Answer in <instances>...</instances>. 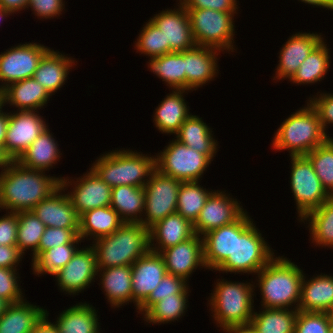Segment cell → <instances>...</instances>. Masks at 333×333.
I'll list each match as a JSON object with an SVG mask.
<instances>
[{
  "mask_svg": "<svg viewBox=\"0 0 333 333\" xmlns=\"http://www.w3.org/2000/svg\"><path fill=\"white\" fill-rule=\"evenodd\" d=\"M61 178L10 161L0 172V208L14 213L31 211L61 186Z\"/></svg>",
  "mask_w": 333,
  "mask_h": 333,
  "instance_id": "obj_1",
  "label": "cell"
},
{
  "mask_svg": "<svg viewBox=\"0 0 333 333\" xmlns=\"http://www.w3.org/2000/svg\"><path fill=\"white\" fill-rule=\"evenodd\" d=\"M257 275L262 308L292 309L294 306L298 310L304 273L294 262L283 256L275 257Z\"/></svg>",
  "mask_w": 333,
  "mask_h": 333,
  "instance_id": "obj_2",
  "label": "cell"
},
{
  "mask_svg": "<svg viewBox=\"0 0 333 333\" xmlns=\"http://www.w3.org/2000/svg\"><path fill=\"white\" fill-rule=\"evenodd\" d=\"M92 243L97 269L132 266L149 250V229L141 223L124 222L111 235L103 236Z\"/></svg>",
  "mask_w": 333,
  "mask_h": 333,
  "instance_id": "obj_3",
  "label": "cell"
},
{
  "mask_svg": "<svg viewBox=\"0 0 333 333\" xmlns=\"http://www.w3.org/2000/svg\"><path fill=\"white\" fill-rule=\"evenodd\" d=\"M328 139L330 136L326 135L318 112L307 102V106L282 122L275 133L272 146L279 151L288 150L290 156H301L308 154Z\"/></svg>",
  "mask_w": 333,
  "mask_h": 333,
  "instance_id": "obj_4",
  "label": "cell"
},
{
  "mask_svg": "<svg viewBox=\"0 0 333 333\" xmlns=\"http://www.w3.org/2000/svg\"><path fill=\"white\" fill-rule=\"evenodd\" d=\"M245 212L235 221V247L232 257H228L216 270L225 273H258L274 257L270 246Z\"/></svg>",
  "mask_w": 333,
  "mask_h": 333,
  "instance_id": "obj_5",
  "label": "cell"
},
{
  "mask_svg": "<svg viewBox=\"0 0 333 333\" xmlns=\"http://www.w3.org/2000/svg\"><path fill=\"white\" fill-rule=\"evenodd\" d=\"M91 169L111 188L144 187L156 169L155 157L132 150H114L100 156Z\"/></svg>",
  "mask_w": 333,
  "mask_h": 333,
  "instance_id": "obj_6",
  "label": "cell"
},
{
  "mask_svg": "<svg viewBox=\"0 0 333 333\" xmlns=\"http://www.w3.org/2000/svg\"><path fill=\"white\" fill-rule=\"evenodd\" d=\"M253 287L255 286L250 282H228L224 279L216 282L208 304L212 313L214 312L213 318L217 326L221 327L222 331L251 322L254 313Z\"/></svg>",
  "mask_w": 333,
  "mask_h": 333,
  "instance_id": "obj_7",
  "label": "cell"
},
{
  "mask_svg": "<svg viewBox=\"0 0 333 333\" xmlns=\"http://www.w3.org/2000/svg\"><path fill=\"white\" fill-rule=\"evenodd\" d=\"M196 45L234 50V14L211 9H186Z\"/></svg>",
  "mask_w": 333,
  "mask_h": 333,
  "instance_id": "obj_8",
  "label": "cell"
},
{
  "mask_svg": "<svg viewBox=\"0 0 333 333\" xmlns=\"http://www.w3.org/2000/svg\"><path fill=\"white\" fill-rule=\"evenodd\" d=\"M163 152L155 156V167L164 175L181 182H199L211 159L189 148L178 140L165 146Z\"/></svg>",
  "mask_w": 333,
  "mask_h": 333,
  "instance_id": "obj_9",
  "label": "cell"
},
{
  "mask_svg": "<svg viewBox=\"0 0 333 333\" xmlns=\"http://www.w3.org/2000/svg\"><path fill=\"white\" fill-rule=\"evenodd\" d=\"M290 157V186L297 204L298 217L302 219L308 212L320 207L330 195L322 187L310 160L305 155Z\"/></svg>",
  "mask_w": 333,
  "mask_h": 333,
  "instance_id": "obj_10",
  "label": "cell"
},
{
  "mask_svg": "<svg viewBox=\"0 0 333 333\" xmlns=\"http://www.w3.org/2000/svg\"><path fill=\"white\" fill-rule=\"evenodd\" d=\"M181 181L153 171L146 185L144 214L141 224L148 229L166 216L176 213ZM146 211V212H145Z\"/></svg>",
  "mask_w": 333,
  "mask_h": 333,
  "instance_id": "obj_11",
  "label": "cell"
},
{
  "mask_svg": "<svg viewBox=\"0 0 333 333\" xmlns=\"http://www.w3.org/2000/svg\"><path fill=\"white\" fill-rule=\"evenodd\" d=\"M49 49L43 44L30 42L11 47L1 53L0 92L11 83L33 78L41 58Z\"/></svg>",
  "mask_w": 333,
  "mask_h": 333,
  "instance_id": "obj_12",
  "label": "cell"
},
{
  "mask_svg": "<svg viewBox=\"0 0 333 333\" xmlns=\"http://www.w3.org/2000/svg\"><path fill=\"white\" fill-rule=\"evenodd\" d=\"M36 112V113H35ZM37 111L9 112L4 153L10 161H17L33 141L48 126Z\"/></svg>",
  "mask_w": 333,
  "mask_h": 333,
  "instance_id": "obj_13",
  "label": "cell"
},
{
  "mask_svg": "<svg viewBox=\"0 0 333 333\" xmlns=\"http://www.w3.org/2000/svg\"><path fill=\"white\" fill-rule=\"evenodd\" d=\"M245 212L236 199L223 191H213L193 224L195 234L202 237L209 231L237 221Z\"/></svg>",
  "mask_w": 333,
  "mask_h": 333,
  "instance_id": "obj_14",
  "label": "cell"
},
{
  "mask_svg": "<svg viewBox=\"0 0 333 333\" xmlns=\"http://www.w3.org/2000/svg\"><path fill=\"white\" fill-rule=\"evenodd\" d=\"M71 182L67 177L61 178V186L31 210L46 227L79 228L80 216L68 194L61 193L72 186Z\"/></svg>",
  "mask_w": 333,
  "mask_h": 333,
  "instance_id": "obj_15",
  "label": "cell"
},
{
  "mask_svg": "<svg viewBox=\"0 0 333 333\" xmlns=\"http://www.w3.org/2000/svg\"><path fill=\"white\" fill-rule=\"evenodd\" d=\"M99 274L96 253L92 246L78 249L72 259L56 274L58 286L69 295H76L87 289Z\"/></svg>",
  "mask_w": 333,
  "mask_h": 333,
  "instance_id": "obj_16",
  "label": "cell"
},
{
  "mask_svg": "<svg viewBox=\"0 0 333 333\" xmlns=\"http://www.w3.org/2000/svg\"><path fill=\"white\" fill-rule=\"evenodd\" d=\"M178 7L164 10L150 18L162 31L164 45H169V53L183 52L196 46L188 12L181 3Z\"/></svg>",
  "mask_w": 333,
  "mask_h": 333,
  "instance_id": "obj_17",
  "label": "cell"
},
{
  "mask_svg": "<svg viewBox=\"0 0 333 333\" xmlns=\"http://www.w3.org/2000/svg\"><path fill=\"white\" fill-rule=\"evenodd\" d=\"M131 271L133 303L138 309L167 274L166 266L161 254L149 249L132 264Z\"/></svg>",
  "mask_w": 333,
  "mask_h": 333,
  "instance_id": "obj_18",
  "label": "cell"
},
{
  "mask_svg": "<svg viewBox=\"0 0 333 333\" xmlns=\"http://www.w3.org/2000/svg\"><path fill=\"white\" fill-rule=\"evenodd\" d=\"M160 254L165 262L166 272L186 281L198 266L206 268L203 259V239L197 234L162 250Z\"/></svg>",
  "mask_w": 333,
  "mask_h": 333,
  "instance_id": "obj_19",
  "label": "cell"
},
{
  "mask_svg": "<svg viewBox=\"0 0 333 333\" xmlns=\"http://www.w3.org/2000/svg\"><path fill=\"white\" fill-rule=\"evenodd\" d=\"M89 170L76 181L72 180L75 186L71 193H67L79 216L86 211L111 204L112 188L91 168Z\"/></svg>",
  "mask_w": 333,
  "mask_h": 333,
  "instance_id": "obj_20",
  "label": "cell"
},
{
  "mask_svg": "<svg viewBox=\"0 0 333 333\" xmlns=\"http://www.w3.org/2000/svg\"><path fill=\"white\" fill-rule=\"evenodd\" d=\"M323 37L317 33H296L292 35L280 50L279 64L277 66L276 77L291 79L296 73L301 63L308 55L323 41Z\"/></svg>",
  "mask_w": 333,
  "mask_h": 333,
  "instance_id": "obj_21",
  "label": "cell"
},
{
  "mask_svg": "<svg viewBox=\"0 0 333 333\" xmlns=\"http://www.w3.org/2000/svg\"><path fill=\"white\" fill-rule=\"evenodd\" d=\"M219 49L198 46L184 51L185 90H197L217 75Z\"/></svg>",
  "mask_w": 333,
  "mask_h": 333,
  "instance_id": "obj_22",
  "label": "cell"
},
{
  "mask_svg": "<svg viewBox=\"0 0 333 333\" xmlns=\"http://www.w3.org/2000/svg\"><path fill=\"white\" fill-rule=\"evenodd\" d=\"M194 235L193 224L176 212L149 228V249L160 253L162 250L186 241Z\"/></svg>",
  "mask_w": 333,
  "mask_h": 333,
  "instance_id": "obj_23",
  "label": "cell"
},
{
  "mask_svg": "<svg viewBox=\"0 0 333 333\" xmlns=\"http://www.w3.org/2000/svg\"><path fill=\"white\" fill-rule=\"evenodd\" d=\"M51 95L34 78H27L9 84L0 92V103H9L15 106L18 111L41 109Z\"/></svg>",
  "mask_w": 333,
  "mask_h": 333,
  "instance_id": "obj_24",
  "label": "cell"
},
{
  "mask_svg": "<svg viewBox=\"0 0 333 333\" xmlns=\"http://www.w3.org/2000/svg\"><path fill=\"white\" fill-rule=\"evenodd\" d=\"M303 276L299 311L333 314V276L317 275L310 280Z\"/></svg>",
  "mask_w": 333,
  "mask_h": 333,
  "instance_id": "obj_25",
  "label": "cell"
},
{
  "mask_svg": "<svg viewBox=\"0 0 333 333\" xmlns=\"http://www.w3.org/2000/svg\"><path fill=\"white\" fill-rule=\"evenodd\" d=\"M74 64L72 58L49 49L41 58L33 78L52 96L65 84L69 70Z\"/></svg>",
  "mask_w": 333,
  "mask_h": 333,
  "instance_id": "obj_26",
  "label": "cell"
},
{
  "mask_svg": "<svg viewBox=\"0 0 333 333\" xmlns=\"http://www.w3.org/2000/svg\"><path fill=\"white\" fill-rule=\"evenodd\" d=\"M203 259L206 269L216 270L228 257H232L235 247V222L209 231L202 236Z\"/></svg>",
  "mask_w": 333,
  "mask_h": 333,
  "instance_id": "obj_27",
  "label": "cell"
},
{
  "mask_svg": "<svg viewBox=\"0 0 333 333\" xmlns=\"http://www.w3.org/2000/svg\"><path fill=\"white\" fill-rule=\"evenodd\" d=\"M187 90H175L168 94L155 109V126L166 134H176L183 122L191 115L183 97Z\"/></svg>",
  "mask_w": 333,
  "mask_h": 333,
  "instance_id": "obj_28",
  "label": "cell"
},
{
  "mask_svg": "<svg viewBox=\"0 0 333 333\" xmlns=\"http://www.w3.org/2000/svg\"><path fill=\"white\" fill-rule=\"evenodd\" d=\"M103 271V272H102ZM105 295L112 307L119 308L133 302L131 266H117L98 269Z\"/></svg>",
  "mask_w": 333,
  "mask_h": 333,
  "instance_id": "obj_29",
  "label": "cell"
},
{
  "mask_svg": "<svg viewBox=\"0 0 333 333\" xmlns=\"http://www.w3.org/2000/svg\"><path fill=\"white\" fill-rule=\"evenodd\" d=\"M48 127L33 141L27 150L17 160L28 169L47 171L60 159L57 141Z\"/></svg>",
  "mask_w": 333,
  "mask_h": 333,
  "instance_id": "obj_30",
  "label": "cell"
},
{
  "mask_svg": "<svg viewBox=\"0 0 333 333\" xmlns=\"http://www.w3.org/2000/svg\"><path fill=\"white\" fill-rule=\"evenodd\" d=\"M123 223L111 206L92 209L80 215L78 236L82 240L90 237L89 240L93 238L95 241L103 236L111 235Z\"/></svg>",
  "mask_w": 333,
  "mask_h": 333,
  "instance_id": "obj_31",
  "label": "cell"
},
{
  "mask_svg": "<svg viewBox=\"0 0 333 333\" xmlns=\"http://www.w3.org/2000/svg\"><path fill=\"white\" fill-rule=\"evenodd\" d=\"M46 310L25 300L10 304L0 316V333H32Z\"/></svg>",
  "mask_w": 333,
  "mask_h": 333,
  "instance_id": "obj_32",
  "label": "cell"
},
{
  "mask_svg": "<svg viewBox=\"0 0 333 333\" xmlns=\"http://www.w3.org/2000/svg\"><path fill=\"white\" fill-rule=\"evenodd\" d=\"M212 132L202 118L190 115L176 133V140L207 155L213 161L218 145L217 140L212 137Z\"/></svg>",
  "mask_w": 333,
  "mask_h": 333,
  "instance_id": "obj_33",
  "label": "cell"
},
{
  "mask_svg": "<svg viewBox=\"0 0 333 333\" xmlns=\"http://www.w3.org/2000/svg\"><path fill=\"white\" fill-rule=\"evenodd\" d=\"M144 204V187L121 185L112 188L110 206L123 222L141 223Z\"/></svg>",
  "mask_w": 333,
  "mask_h": 333,
  "instance_id": "obj_34",
  "label": "cell"
},
{
  "mask_svg": "<svg viewBox=\"0 0 333 333\" xmlns=\"http://www.w3.org/2000/svg\"><path fill=\"white\" fill-rule=\"evenodd\" d=\"M94 308L81 302L62 311L55 322L59 333H100L99 320Z\"/></svg>",
  "mask_w": 333,
  "mask_h": 333,
  "instance_id": "obj_35",
  "label": "cell"
},
{
  "mask_svg": "<svg viewBox=\"0 0 333 333\" xmlns=\"http://www.w3.org/2000/svg\"><path fill=\"white\" fill-rule=\"evenodd\" d=\"M309 221L312 243L322 247H333V195L318 208L308 212L299 221Z\"/></svg>",
  "mask_w": 333,
  "mask_h": 333,
  "instance_id": "obj_36",
  "label": "cell"
},
{
  "mask_svg": "<svg viewBox=\"0 0 333 333\" xmlns=\"http://www.w3.org/2000/svg\"><path fill=\"white\" fill-rule=\"evenodd\" d=\"M254 312L251 324L258 333H294L298 310L263 308Z\"/></svg>",
  "mask_w": 333,
  "mask_h": 333,
  "instance_id": "obj_37",
  "label": "cell"
},
{
  "mask_svg": "<svg viewBox=\"0 0 333 333\" xmlns=\"http://www.w3.org/2000/svg\"><path fill=\"white\" fill-rule=\"evenodd\" d=\"M148 63L150 71L163 79L169 88L185 90L184 51L164 54Z\"/></svg>",
  "mask_w": 333,
  "mask_h": 333,
  "instance_id": "obj_38",
  "label": "cell"
},
{
  "mask_svg": "<svg viewBox=\"0 0 333 333\" xmlns=\"http://www.w3.org/2000/svg\"><path fill=\"white\" fill-rule=\"evenodd\" d=\"M323 40L301 63L296 73L290 79L296 84H310L321 81L330 67V50Z\"/></svg>",
  "mask_w": 333,
  "mask_h": 333,
  "instance_id": "obj_39",
  "label": "cell"
},
{
  "mask_svg": "<svg viewBox=\"0 0 333 333\" xmlns=\"http://www.w3.org/2000/svg\"><path fill=\"white\" fill-rule=\"evenodd\" d=\"M199 182H182L178 192L176 212L194 224L213 191H208Z\"/></svg>",
  "mask_w": 333,
  "mask_h": 333,
  "instance_id": "obj_40",
  "label": "cell"
},
{
  "mask_svg": "<svg viewBox=\"0 0 333 333\" xmlns=\"http://www.w3.org/2000/svg\"><path fill=\"white\" fill-rule=\"evenodd\" d=\"M17 219L16 245L23 254L31 248L34 257L39 254V243L46 226L32 211L17 212Z\"/></svg>",
  "mask_w": 333,
  "mask_h": 333,
  "instance_id": "obj_41",
  "label": "cell"
},
{
  "mask_svg": "<svg viewBox=\"0 0 333 333\" xmlns=\"http://www.w3.org/2000/svg\"><path fill=\"white\" fill-rule=\"evenodd\" d=\"M78 249L75 244H63L36 254L32 257L31 265L35 275L49 273L54 276L72 259Z\"/></svg>",
  "mask_w": 333,
  "mask_h": 333,
  "instance_id": "obj_42",
  "label": "cell"
},
{
  "mask_svg": "<svg viewBox=\"0 0 333 333\" xmlns=\"http://www.w3.org/2000/svg\"><path fill=\"white\" fill-rule=\"evenodd\" d=\"M187 294H175L168 297H163L152 305L143 315L144 321L151 324L169 323L183 316L187 309Z\"/></svg>",
  "mask_w": 333,
  "mask_h": 333,
  "instance_id": "obj_43",
  "label": "cell"
},
{
  "mask_svg": "<svg viewBox=\"0 0 333 333\" xmlns=\"http://www.w3.org/2000/svg\"><path fill=\"white\" fill-rule=\"evenodd\" d=\"M311 162L322 187L333 195V138L311 150L305 155Z\"/></svg>",
  "mask_w": 333,
  "mask_h": 333,
  "instance_id": "obj_44",
  "label": "cell"
},
{
  "mask_svg": "<svg viewBox=\"0 0 333 333\" xmlns=\"http://www.w3.org/2000/svg\"><path fill=\"white\" fill-rule=\"evenodd\" d=\"M137 52L146 54L150 59L160 57L169 53V45H164L162 31L150 20L147 22L135 43Z\"/></svg>",
  "mask_w": 333,
  "mask_h": 333,
  "instance_id": "obj_45",
  "label": "cell"
},
{
  "mask_svg": "<svg viewBox=\"0 0 333 333\" xmlns=\"http://www.w3.org/2000/svg\"><path fill=\"white\" fill-rule=\"evenodd\" d=\"M187 281L181 277L167 273L149 297L138 307L137 312L144 314L152 305L161 301L163 297L175 294H188Z\"/></svg>",
  "mask_w": 333,
  "mask_h": 333,
  "instance_id": "obj_46",
  "label": "cell"
},
{
  "mask_svg": "<svg viewBox=\"0 0 333 333\" xmlns=\"http://www.w3.org/2000/svg\"><path fill=\"white\" fill-rule=\"evenodd\" d=\"M332 322L333 314L298 310L294 333H329Z\"/></svg>",
  "mask_w": 333,
  "mask_h": 333,
  "instance_id": "obj_47",
  "label": "cell"
},
{
  "mask_svg": "<svg viewBox=\"0 0 333 333\" xmlns=\"http://www.w3.org/2000/svg\"><path fill=\"white\" fill-rule=\"evenodd\" d=\"M78 232L79 228L46 227L40 239L39 253L63 244L79 245L82 239L78 236Z\"/></svg>",
  "mask_w": 333,
  "mask_h": 333,
  "instance_id": "obj_48",
  "label": "cell"
},
{
  "mask_svg": "<svg viewBox=\"0 0 333 333\" xmlns=\"http://www.w3.org/2000/svg\"><path fill=\"white\" fill-rule=\"evenodd\" d=\"M17 269L0 267V298L10 304L23 301L22 289L18 284Z\"/></svg>",
  "mask_w": 333,
  "mask_h": 333,
  "instance_id": "obj_49",
  "label": "cell"
},
{
  "mask_svg": "<svg viewBox=\"0 0 333 333\" xmlns=\"http://www.w3.org/2000/svg\"><path fill=\"white\" fill-rule=\"evenodd\" d=\"M185 9H211L236 13L237 0H179Z\"/></svg>",
  "mask_w": 333,
  "mask_h": 333,
  "instance_id": "obj_50",
  "label": "cell"
},
{
  "mask_svg": "<svg viewBox=\"0 0 333 333\" xmlns=\"http://www.w3.org/2000/svg\"><path fill=\"white\" fill-rule=\"evenodd\" d=\"M308 101L318 112L320 122L327 135V124H333V94L321 93L316 98L315 96L311 97Z\"/></svg>",
  "mask_w": 333,
  "mask_h": 333,
  "instance_id": "obj_51",
  "label": "cell"
},
{
  "mask_svg": "<svg viewBox=\"0 0 333 333\" xmlns=\"http://www.w3.org/2000/svg\"><path fill=\"white\" fill-rule=\"evenodd\" d=\"M64 5L63 0H28L27 8L30 7L41 19H53L61 15Z\"/></svg>",
  "mask_w": 333,
  "mask_h": 333,
  "instance_id": "obj_52",
  "label": "cell"
},
{
  "mask_svg": "<svg viewBox=\"0 0 333 333\" xmlns=\"http://www.w3.org/2000/svg\"><path fill=\"white\" fill-rule=\"evenodd\" d=\"M6 214L2 218L0 217V245H16L18 229L17 213L8 212Z\"/></svg>",
  "mask_w": 333,
  "mask_h": 333,
  "instance_id": "obj_53",
  "label": "cell"
},
{
  "mask_svg": "<svg viewBox=\"0 0 333 333\" xmlns=\"http://www.w3.org/2000/svg\"><path fill=\"white\" fill-rule=\"evenodd\" d=\"M23 255L17 245H0V267L16 269Z\"/></svg>",
  "mask_w": 333,
  "mask_h": 333,
  "instance_id": "obj_54",
  "label": "cell"
},
{
  "mask_svg": "<svg viewBox=\"0 0 333 333\" xmlns=\"http://www.w3.org/2000/svg\"><path fill=\"white\" fill-rule=\"evenodd\" d=\"M49 313L46 310V314L41 320L35 325L32 333H59L57 326L48 320Z\"/></svg>",
  "mask_w": 333,
  "mask_h": 333,
  "instance_id": "obj_55",
  "label": "cell"
},
{
  "mask_svg": "<svg viewBox=\"0 0 333 333\" xmlns=\"http://www.w3.org/2000/svg\"><path fill=\"white\" fill-rule=\"evenodd\" d=\"M27 3L28 0H0V7L14 14L17 11L26 9Z\"/></svg>",
  "mask_w": 333,
  "mask_h": 333,
  "instance_id": "obj_56",
  "label": "cell"
},
{
  "mask_svg": "<svg viewBox=\"0 0 333 333\" xmlns=\"http://www.w3.org/2000/svg\"><path fill=\"white\" fill-rule=\"evenodd\" d=\"M3 105L0 103V147L4 151L5 135L8 127L9 113L2 111Z\"/></svg>",
  "mask_w": 333,
  "mask_h": 333,
  "instance_id": "obj_57",
  "label": "cell"
},
{
  "mask_svg": "<svg viewBox=\"0 0 333 333\" xmlns=\"http://www.w3.org/2000/svg\"><path fill=\"white\" fill-rule=\"evenodd\" d=\"M226 333H258L251 323L232 326L224 330Z\"/></svg>",
  "mask_w": 333,
  "mask_h": 333,
  "instance_id": "obj_58",
  "label": "cell"
},
{
  "mask_svg": "<svg viewBox=\"0 0 333 333\" xmlns=\"http://www.w3.org/2000/svg\"><path fill=\"white\" fill-rule=\"evenodd\" d=\"M301 2H304L305 4H310L312 6H319L323 8L333 9V0H299Z\"/></svg>",
  "mask_w": 333,
  "mask_h": 333,
  "instance_id": "obj_59",
  "label": "cell"
},
{
  "mask_svg": "<svg viewBox=\"0 0 333 333\" xmlns=\"http://www.w3.org/2000/svg\"><path fill=\"white\" fill-rule=\"evenodd\" d=\"M10 163V159L6 156L3 148L0 147V168L3 170Z\"/></svg>",
  "mask_w": 333,
  "mask_h": 333,
  "instance_id": "obj_60",
  "label": "cell"
},
{
  "mask_svg": "<svg viewBox=\"0 0 333 333\" xmlns=\"http://www.w3.org/2000/svg\"><path fill=\"white\" fill-rule=\"evenodd\" d=\"M9 305V302L4 300L3 298H0V316L6 311Z\"/></svg>",
  "mask_w": 333,
  "mask_h": 333,
  "instance_id": "obj_61",
  "label": "cell"
},
{
  "mask_svg": "<svg viewBox=\"0 0 333 333\" xmlns=\"http://www.w3.org/2000/svg\"><path fill=\"white\" fill-rule=\"evenodd\" d=\"M11 14L12 13L9 10L0 7V22L4 19L3 17H7L8 15L10 16Z\"/></svg>",
  "mask_w": 333,
  "mask_h": 333,
  "instance_id": "obj_62",
  "label": "cell"
},
{
  "mask_svg": "<svg viewBox=\"0 0 333 333\" xmlns=\"http://www.w3.org/2000/svg\"><path fill=\"white\" fill-rule=\"evenodd\" d=\"M329 333H333V322H332V324H331V326L329 328Z\"/></svg>",
  "mask_w": 333,
  "mask_h": 333,
  "instance_id": "obj_63",
  "label": "cell"
}]
</instances>
